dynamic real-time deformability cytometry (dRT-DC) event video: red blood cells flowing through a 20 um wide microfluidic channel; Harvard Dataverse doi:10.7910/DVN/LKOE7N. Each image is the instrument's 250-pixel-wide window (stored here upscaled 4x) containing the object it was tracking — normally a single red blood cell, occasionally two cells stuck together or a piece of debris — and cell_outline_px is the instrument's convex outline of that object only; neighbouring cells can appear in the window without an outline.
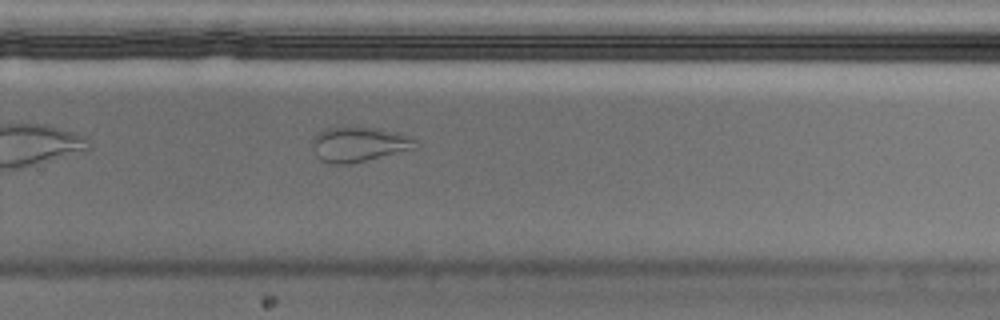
{"species": "Egyptian fruit bat (a non-hibernating species)", "species_latin": "Rousettus aegyptiacus", "temperature_condition": "cold", "stored_images_in_passage": 34, "camera_frame_rate_fps": 3000, "um_per_image_px": 0.085, "animal": {"sex": "male"}, "frame": {"image": 1, "passage_image": 20, "time_ms": 6.333, "image_size_px": [1000, 320], "cell_outline_px": [[420, 148], [348, 164], [332, 164], [320, 160], [316, 156], [312, 144], [316, 136], [320, 132], [328, 128], [380, 128], [396, 132], [416, 140], [420, 144]], "centroid_in_image_um": [30.57, 12.29], "position_along_channel_um": 299.2, "area_um2": 20.75}}